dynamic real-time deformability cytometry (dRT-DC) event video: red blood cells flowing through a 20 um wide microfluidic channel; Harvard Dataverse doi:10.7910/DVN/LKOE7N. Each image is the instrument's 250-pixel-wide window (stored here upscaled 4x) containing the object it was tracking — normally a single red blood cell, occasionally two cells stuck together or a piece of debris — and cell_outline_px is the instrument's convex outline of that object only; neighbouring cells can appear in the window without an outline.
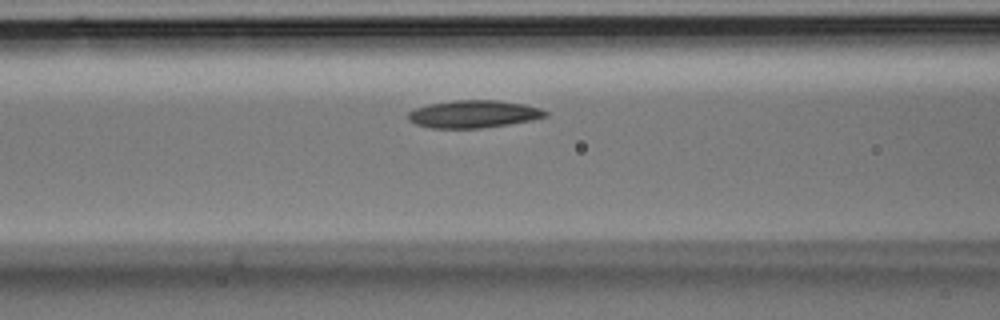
{"species": "Egyptian fruit bat (a non-hibernating species)", "species_latin": "Rousettus aegyptiacus", "temperature_condition": "room temperature", "stored_images_in_passage": 25, "camera_frame_rate_fps": 3000, "um_per_image_px": 0.085, "animal": {"sex": "male"}, "frame": {"image": 1, "passage_image": 7, "time_ms": 2.0, "image_size_px": [1000, 320], "cell_outline_px": [[548, 116], [532, 120], [508, 124], [480, 128], [428, 128], [416, 124], [408, 120], [408, 112], [416, 108], [428, 104], [452, 100], [500, 100], [524, 104], [540, 108], [548, 112]], "centroid_in_image_um": [40.25, 9.69], "position_along_channel_um": 126.4, "area_um2": 22.14}}
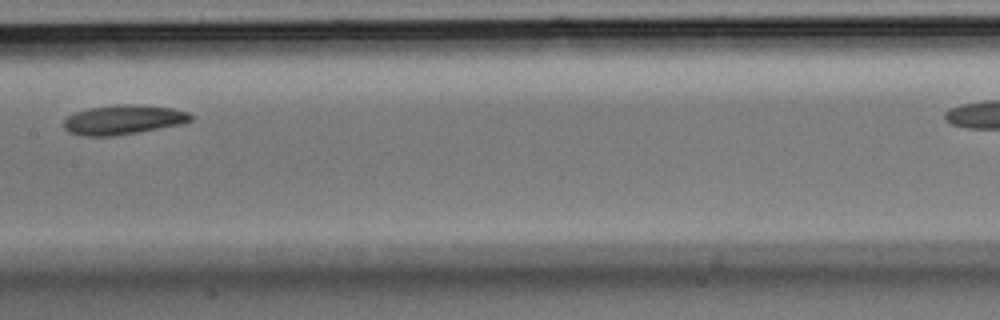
{"frame": {"image": 2, "passage_image": 11, "time_ms": 3.333, "image_size_px": [1000, 320], "cell_outline_px": [[192, 120], [184, 124], [112, 136], [84, 136], [68, 132], [64, 128], [64, 120], [68, 116], [76, 112], [88, 108], [116, 104], [136, 104], [172, 108], [188, 112], [192, 116]], "centroid_in_image_um": [10.48, 10.17], "position_along_channel_um": 196.9, "area_um2": 21.85}}
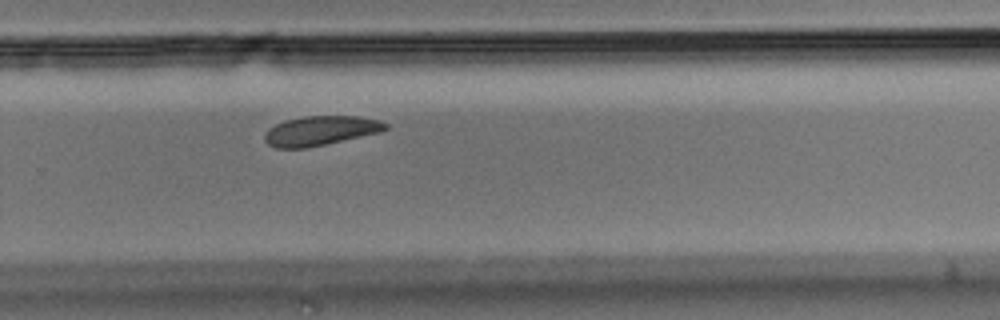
{"frame": {"image": 3, "passage_image": 17, "time_ms": 5.333, "image_size_px": [1000, 320], "cell_outline_px": [[388, 128], [380, 132], [308, 148], [276, 148], [268, 144], [264, 140], [264, 132], [268, 128], [284, 120], [304, 116], [356, 116], [380, 120], [388, 124]], "centroid_in_image_um": [27.21, 11.11], "position_along_channel_um": 302.6, "area_um2": 20.87}}